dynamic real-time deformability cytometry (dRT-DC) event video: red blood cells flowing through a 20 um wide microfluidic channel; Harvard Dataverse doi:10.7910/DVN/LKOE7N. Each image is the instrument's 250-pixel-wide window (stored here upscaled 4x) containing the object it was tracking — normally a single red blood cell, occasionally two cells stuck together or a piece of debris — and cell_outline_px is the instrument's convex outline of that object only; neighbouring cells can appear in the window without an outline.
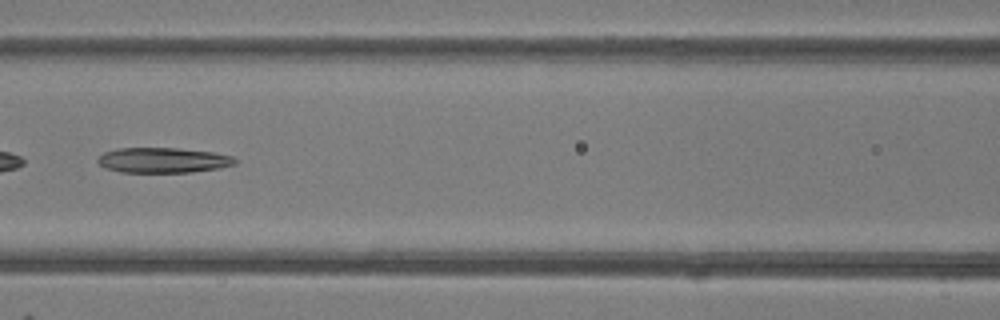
{"species": "common noctule bat (a hibernating species)", "species_latin": "Nyctalus noctula", "temperature_condition": "room temperature", "stored_images_in_passage": 47, "camera_frame_rate_fps": 3000, "um_per_image_px": 0.085, "animal": {"sex": "female"}, "frame": {"image": 1, "passage_image": 21, "time_ms": 6.667, "image_size_px": [1000, 320], "cell_outline_px": [[236, 164], [220, 168], [192, 172], [120, 172], [104, 168], [96, 160], [104, 152], [120, 148], [180, 148], [212, 152], [232, 156], [236, 160]], "centroid_in_image_um": [13.86, 13.62], "position_along_channel_um": 152.7, "area_um2": 20.17}}
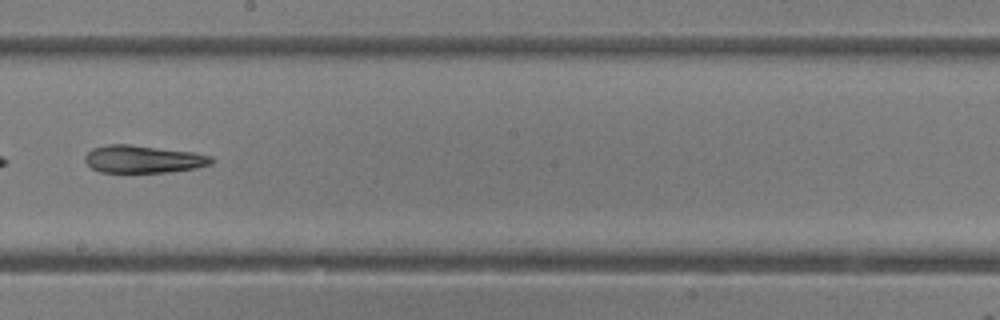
{"frame": {"image": 2, "passage_image": 27, "time_ms": 8.667, "image_size_px": [1000, 320], "cell_outline_px": [[216, 160], [212, 164], [196, 168], [168, 172], [100, 172], [92, 168], [84, 160], [84, 156], [92, 148], [108, 144], [128, 144], [192, 152], [212, 156]], "centroid_in_image_um": [12.19, 13.53], "position_along_channel_um": 236.0, "area_um2": 20.35}}